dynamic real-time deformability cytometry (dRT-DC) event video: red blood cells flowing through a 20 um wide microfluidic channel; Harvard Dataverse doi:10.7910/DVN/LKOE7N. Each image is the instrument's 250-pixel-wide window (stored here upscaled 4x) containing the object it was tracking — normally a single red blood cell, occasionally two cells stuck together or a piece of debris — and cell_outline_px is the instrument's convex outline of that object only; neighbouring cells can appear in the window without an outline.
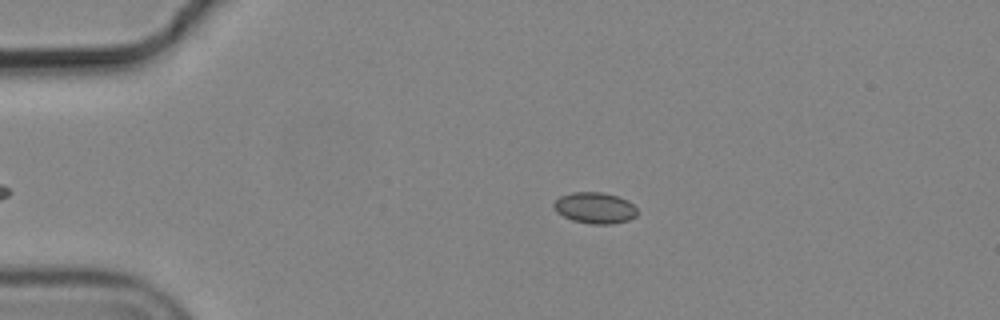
{"species": "common noctule bat (a hibernating species)", "species_latin": "Nyctalus noctula", "temperature_condition": "cold", "stored_images_in_passage": 41, "camera_frame_rate_fps": 3000, "um_per_image_px": 0.085, "animal": {"sex": "male", "body_mass_g": 19.2, "forearm_length_mm": 51.8}, "frame": {"image": 1, "passage_image": 4, "time_ms": 1.0, "image_size_px": [1000, 320], "cell_outline_px": [[636, 216], [628, 220], [612, 224], [592, 224], [572, 220], [556, 212], [552, 208], [552, 204], [560, 196], [572, 192], [604, 192], [628, 200], [636, 208]], "centroid_in_image_um": [50.54, 17.67], "position_along_channel_um": 34.5, "area_um2": 15.2}}
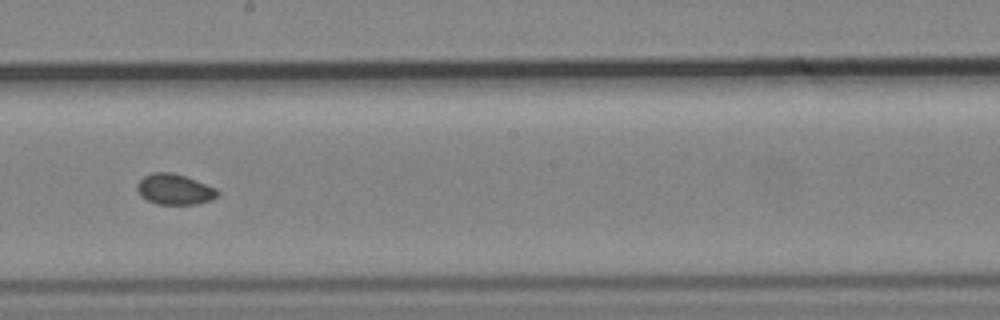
{"frame": {"image": 2, "passage_image": 24, "time_ms": 7.667, "image_size_px": [1000, 320], "cell_outline_px": [[220, 192], [212, 200], [196, 204], [156, 204], [140, 196], [136, 188], [136, 184], [144, 176], [152, 172], [172, 172], [196, 180], [216, 188]], "centroid_in_image_um": [14.82, 16.09], "position_along_channel_um": 233.4, "area_um2": 14.39}}
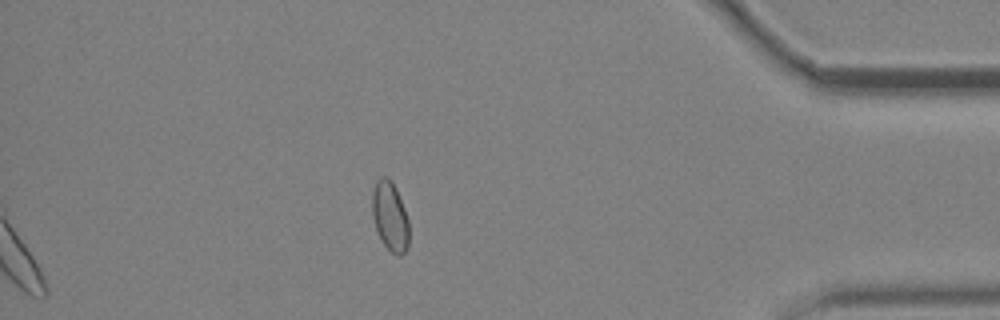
{"frame": {"image": 3, "passage_image": 41, "time_ms": 13.333, "image_size_px": [1000, 320], "cell_outline_px": [[408, 248], [400, 256], [396, 256], [384, 244], [376, 228], [372, 216], [372, 192], [376, 180], [380, 176], [388, 176], [392, 180], [396, 188], [404, 208], [408, 220]], "centroid_in_image_um": [33.14, 18.35], "position_along_channel_um": 402.1, "area_um2": 14.91}, "authors_computed_cell_mechanics": {"area_um2": 14.3922, "velocity_mm_per_s": 3.6763, "shape_relaxation_time_tau1_ms": null, "shape_relaxation_time_tau2_ms": 5.0369, "deformation_change_tau1": null, "deformation_change_tau2": 0.0505}}